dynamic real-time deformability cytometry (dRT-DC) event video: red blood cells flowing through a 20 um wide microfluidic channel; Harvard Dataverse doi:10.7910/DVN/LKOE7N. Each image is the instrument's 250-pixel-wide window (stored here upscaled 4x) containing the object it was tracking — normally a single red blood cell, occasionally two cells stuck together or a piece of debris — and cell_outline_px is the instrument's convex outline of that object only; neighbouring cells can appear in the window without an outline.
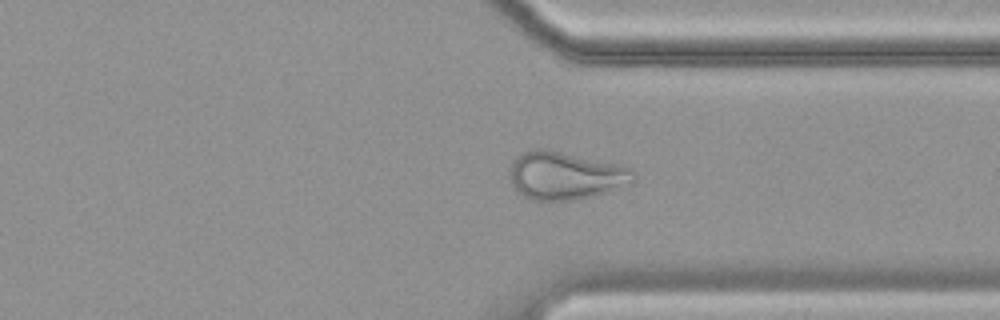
{"species": "common noctule bat (a hibernating species)", "species_latin": "Nyctalus noctula", "temperature_condition": "cold", "stored_images_in_passage": 40, "camera_frame_rate_fps": 3000, "um_per_image_px": 0.085, "animal": {"sex": "female", "body_mass_g": 19.9}, "frame": {"image": 1, "passage_image": 27, "time_ms": 8.667, "image_size_px": [1000, 320], "cell_outline_px": [[636, 180], [632, 184], [576, 200], [532, 200], [516, 192], [512, 184], [512, 164], [516, 156], [528, 148], [540, 148], [560, 152], [616, 164], [632, 168], [636, 172]], "centroid_in_image_um": [48.07, 14.93], "position_along_channel_um": 363.3, "area_um2": 34.28}}
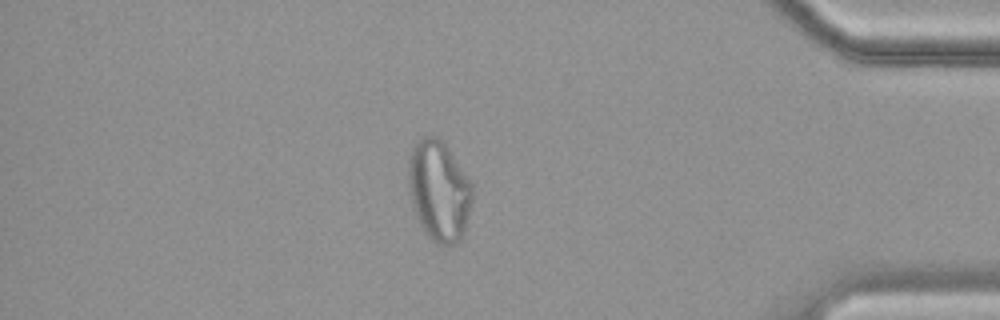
{"frame": {"image": 2, "passage_image": 33, "time_ms": 10.667, "image_size_px": [1000, 320], "cell_outline_px": [[472, 200], [464, 232], [460, 240], [448, 248], [436, 244], [424, 232], [416, 216], [408, 192], [408, 160], [412, 148], [416, 140], [424, 136], [436, 136], [444, 144], [472, 180]], "centroid_in_image_um": [37.3, 16.24], "position_along_channel_um": 397.9, "area_um2": 37.92}, "authors_computed_cell_mechanics": {"area_um2": 29.0445, "velocity_mm_per_s": 3.4672, "shape_relaxation_time_tau1_ms": null, "shape_relaxation_time_tau2_ms": 2.2982, "deformation_change_tau1": null, "deformation_change_tau2": 0.1024}}